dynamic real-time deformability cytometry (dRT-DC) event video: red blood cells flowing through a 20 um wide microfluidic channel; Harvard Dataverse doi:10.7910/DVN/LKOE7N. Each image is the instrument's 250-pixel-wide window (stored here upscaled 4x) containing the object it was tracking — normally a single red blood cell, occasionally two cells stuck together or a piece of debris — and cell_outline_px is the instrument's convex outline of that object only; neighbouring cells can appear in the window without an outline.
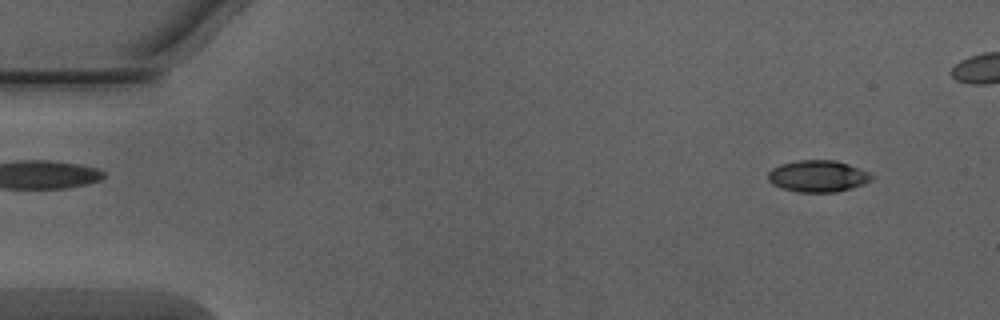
{"species": "Egyptian fruit bat (a non-hibernating species)", "species_latin": "Rousettus aegyptiacus", "temperature_condition": "warm", "stored_images_in_passage": 45, "camera_frame_rate_fps": 3000, "um_per_image_px": 0.085, "animal": {"sex": "male"}, "frame": {"image": 1, "passage_image": 4, "time_ms": 1.0, "image_size_px": [1000, 320], "cell_outline_px": [[876, 176], [872, 180], [864, 184], [852, 188], [836, 192], [800, 192], [780, 188], [772, 184], [768, 180], [768, 172], [772, 168], [780, 164], [796, 160], [836, 160], [848, 164], [868, 172]], "centroid_in_image_um": [69.52, 14.97], "position_along_channel_um": 15.5, "area_um2": 19.31}}
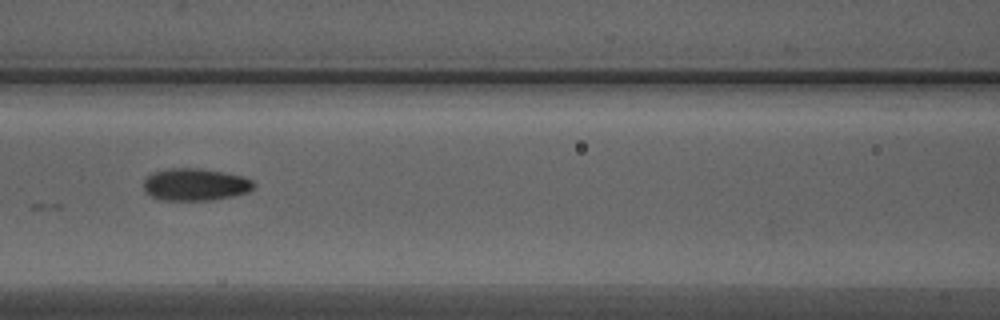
{"frame": {"image": 2, "passage_image": 22, "time_ms": 7.0, "image_size_px": [1000, 320], "cell_outline_px": [[256, 184], [248, 192], [232, 196], [212, 200], [160, 200], [144, 192], [144, 180], [152, 172], [168, 168], [200, 168], [224, 172], [244, 176], [252, 180]], "centroid_in_image_um": [16.59, 15.68], "position_along_channel_um": 150.0, "area_um2": 20.87}}
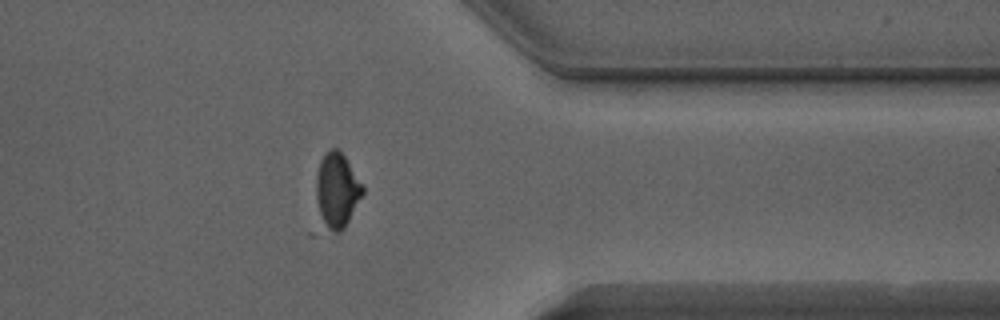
{"frame": {"image": 3, "passage_image": 40, "time_ms": 13.0, "image_size_px": [1000, 320], "cell_outline_px": [[364, 192], [344, 228], [340, 232], [336, 232], [328, 228], [324, 224], [320, 212], [316, 196], [316, 176], [320, 160], [332, 148], [336, 148], [344, 156], [364, 188]], "centroid_in_image_um": [28.64, 16.17], "position_along_channel_um": 382.8, "area_um2": 19.59}}